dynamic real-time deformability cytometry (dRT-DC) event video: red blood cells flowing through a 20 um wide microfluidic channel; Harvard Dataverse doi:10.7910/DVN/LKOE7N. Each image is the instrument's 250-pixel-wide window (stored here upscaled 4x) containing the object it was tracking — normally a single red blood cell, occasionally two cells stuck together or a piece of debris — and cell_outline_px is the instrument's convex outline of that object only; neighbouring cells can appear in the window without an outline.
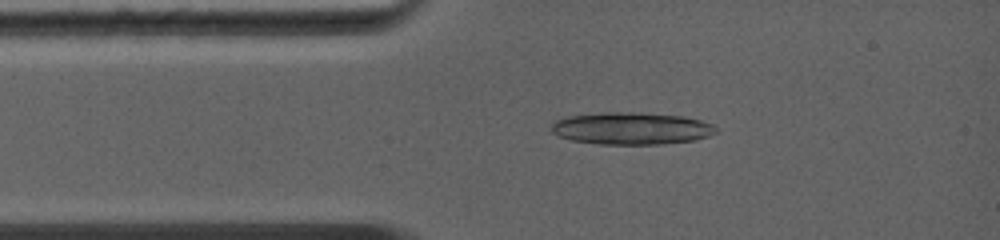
{"species": "common noctule bat (a hibernating species)", "species_latin": "Nyctalus noctula", "temperature_condition": "warm", "stored_images_in_passage": 5, "camera_frame_rate_fps": 5000, "um_per_image_px": 0.085, "animal": {"sex": "female", "body_mass_g": 19.0, "forearm_length_mm": 56.7}, "frame": {"image": 1, "passage_image": 5, "time_ms": 1.4, "image_size_px": [1000, 240], "cell_outline_px": [[720, 132], [696, 140], [660, 144], [600, 144], [572, 140], [556, 136], [548, 128], [552, 120], [568, 116], [604, 112], [640, 112], [684, 116], [700, 120], [712, 124]], "centroid_in_image_um": [53.63, 10.91], "position_along_channel_um": 31.4, "area_um2": 31.39}}